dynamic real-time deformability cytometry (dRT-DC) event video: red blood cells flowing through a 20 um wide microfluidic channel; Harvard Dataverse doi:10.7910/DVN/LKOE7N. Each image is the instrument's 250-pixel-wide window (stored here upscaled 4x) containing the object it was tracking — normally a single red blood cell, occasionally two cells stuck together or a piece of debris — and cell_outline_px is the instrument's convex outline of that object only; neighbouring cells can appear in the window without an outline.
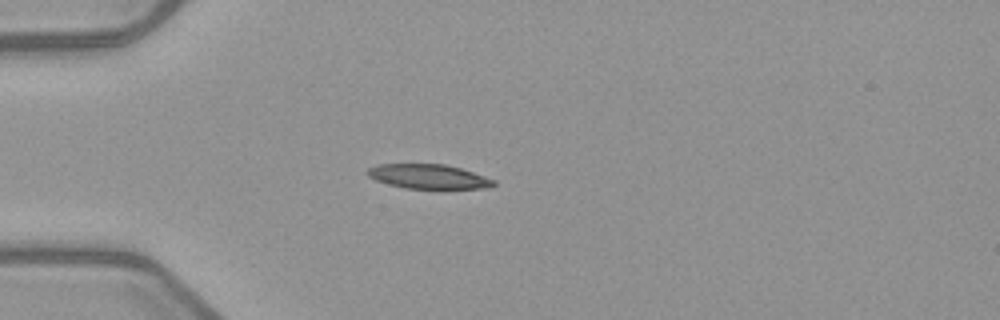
{"species": "common noctule bat (a hibernating species)", "species_latin": "Nyctalus noctula", "temperature_condition": "warm", "stored_images_in_passage": 2, "camera_frame_rate_fps": 3000, "um_per_image_px": 0.085, "animal": {"sex": "female", "body_mass_g": 21.9}, "frame": {"image": 1, "passage_image": 1, "time_ms": 0.0, "image_size_px": [1000, 320], "cell_outline_px": [[496, 184], [488, 188], [404, 188], [388, 184], [376, 180], [368, 176], [364, 172], [368, 168], [376, 164], [444, 164], [460, 168], [496, 180]], "centroid_in_image_um": [36.38, 15.0], "position_along_channel_um": 48.6, "area_um2": 17.92}}